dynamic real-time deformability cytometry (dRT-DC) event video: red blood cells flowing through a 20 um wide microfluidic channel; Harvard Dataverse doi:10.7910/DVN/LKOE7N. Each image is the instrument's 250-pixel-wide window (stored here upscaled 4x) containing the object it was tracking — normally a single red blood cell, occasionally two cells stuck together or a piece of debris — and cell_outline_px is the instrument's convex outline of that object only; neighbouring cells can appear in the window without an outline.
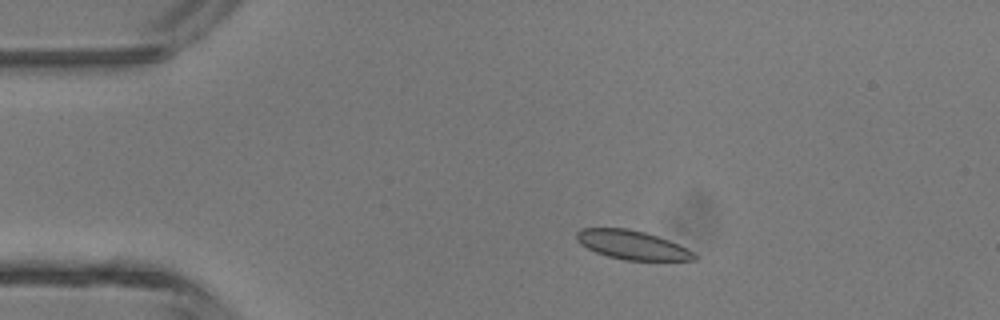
{"species": "common noctule bat (a hibernating species)", "species_latin": "Nyctalus noctula", "temperature_condition": "room temperature", "stored_images_in_passage": 3, "camera_frame_rate_fps": 3000, "um_per_image_px": 0.085, "animal": {"sex": "male", "body_mass_g": 13.3}, "frame": {"image": 1, "passage_image": 2, "time_ms": 1.333, "image_size_px": [1000, 320], "cell_outline_px": [[700, 256], [696, 260], [624, 260], [608, 256], [596, 252], [580, 244], [576, 240], [576, 232], [580, 228], [628, 228], [644, 232], [668, 240], [696, 252]], "centroid_in_image_um": [53.75, 20.82], "position_along_channel_um": 31.3, "area_um2": 19.88}}